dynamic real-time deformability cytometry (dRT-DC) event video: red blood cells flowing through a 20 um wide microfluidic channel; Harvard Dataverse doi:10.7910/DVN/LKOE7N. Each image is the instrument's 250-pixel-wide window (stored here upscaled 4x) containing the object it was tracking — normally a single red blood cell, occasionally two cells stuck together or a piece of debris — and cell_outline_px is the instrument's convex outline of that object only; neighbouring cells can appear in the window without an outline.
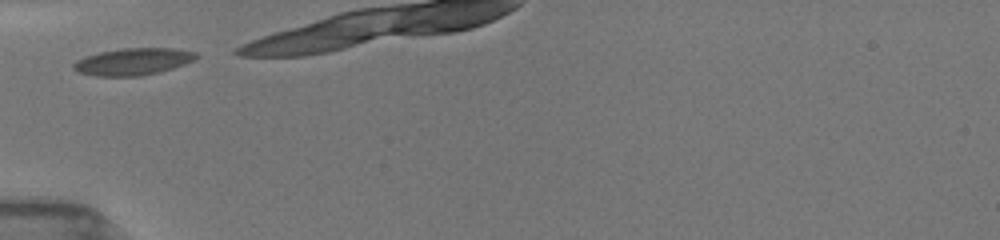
{"species": "common noctule bat (a hibernating species)", "species_latin": "Nyctalus noctula", "temperature_condition": "room temperature", "stored_images_in_passage": 12, "camera_frame_rate_fps": 3000, "um_per_image_px": 0.085, "animal": {"sex": "female", "body_mass_g": 19.5, "forearm_length_mm": 54.1}, "frame": {"image": 1, "passage_image": 1, "time_ms": 0.0, "image_size_px": [1000, 240], "cell_outline_px": [[200, 56], [196, 60], [160, 72], [140, 76], [96, 76], [80, 72], [72, 68], [72, 64], [76, 60], [84, 56], [100, 52], [124, 48], [172, 48], [196, 52]], "centroid_in_image_um": [11.32, 5.23], "position_along_channel_um": 73.7, "area_um2": 19.36}}